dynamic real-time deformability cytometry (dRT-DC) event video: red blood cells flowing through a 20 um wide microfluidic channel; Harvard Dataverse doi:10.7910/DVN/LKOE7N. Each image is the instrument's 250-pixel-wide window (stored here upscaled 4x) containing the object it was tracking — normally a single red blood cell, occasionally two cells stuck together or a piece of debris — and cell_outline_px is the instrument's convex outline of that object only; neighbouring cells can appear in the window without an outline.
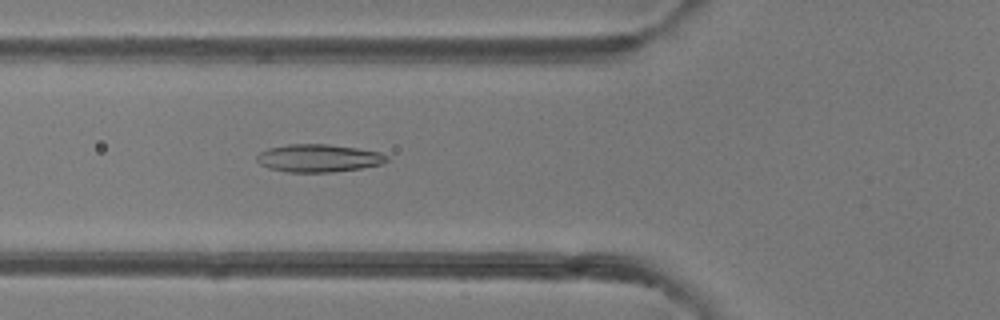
{"species": "common noctule bat (a hibernating species)", "species_latin": "Nyctalus noctula", "temperature_condition": "room temperature", "stored_images_in_passage": 40, "camera_frame_rate_fps": 3000, "um_per_image_px": 0.085, "animal": {"sex": "female"}, "frame": {"image": 1, "passage_image": 13, "time_ms": 4.0, "image_size_px": [1000, 320], "cell_outline_px": [[388, 160], [380, 164], [360, 168], [332, 172], [284, 172], [268, 168], [260, 164], [256, 160], [256, 156], [260, 152], [268, 148], [288, 144], [328, 144], [356, 148], [380, 152], [388, 156]], "centroid_in_image_um": [27.04, 13.44], "position_along_channel_um": 98.8, "area_um2": 21.04}}
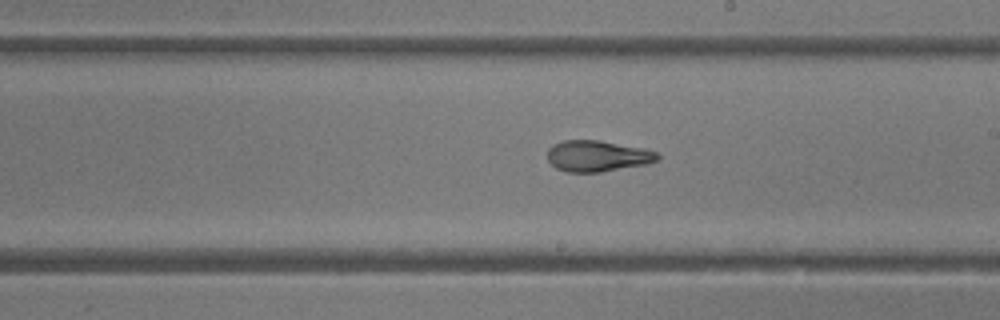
{"frame": {"image": 2, "passage_image": 23, "time_ms": 7.333, "image_size_px": [1000, 320], "cell_outline_px": [[660, 156], [656, 160], [648, 164], [600, 172], [568, 172], [556, 168], [548, 160], [548, 148], [552, 144], [564, 140], [600, 140], [640, 148], [656, 152]], "centroid_in_image_um": [50.75, 13.26], "position_along_channel_um": 238.3, "area_um2": 19.83}}
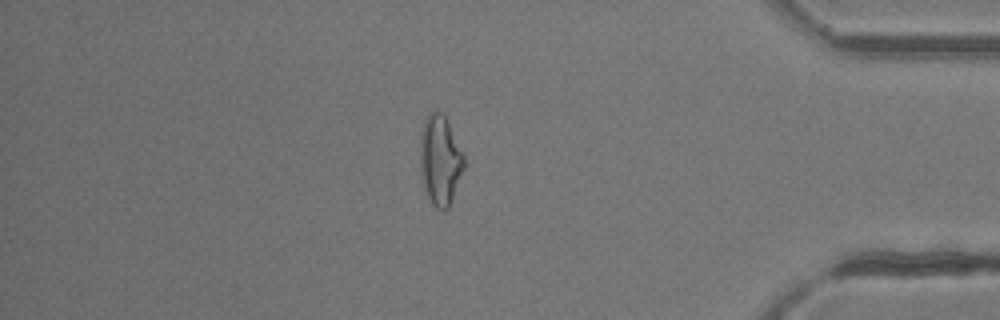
{"frame": {"image": 3, "passage_image": 37, "time_ms": 12.0, "image_size_px": [1000, 320], "cell_outline_px": [[464, 168], [448, 208], [444, 212], [436, 208], [432, 204], [428, 196], [424, 184], [420, 168], [420, 132], [424, 120], [428, 112], [440, 112], [444, 116], [464, 152]], "centroid_in_image_um": [37.4, 13.6], "position_along_channel_um": 397.8, "area_um2": 22.89}}